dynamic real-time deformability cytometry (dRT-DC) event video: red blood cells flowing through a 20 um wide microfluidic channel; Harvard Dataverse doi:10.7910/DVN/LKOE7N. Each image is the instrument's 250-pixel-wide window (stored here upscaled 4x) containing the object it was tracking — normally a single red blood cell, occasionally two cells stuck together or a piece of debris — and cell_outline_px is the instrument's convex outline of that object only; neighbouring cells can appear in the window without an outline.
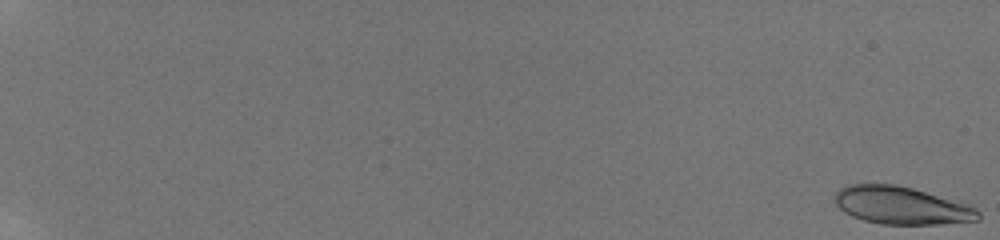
{"species": "human", "species_latin": "Homo sapiens", "temperature_condition": "room temperature", "stored_images_in_passage": 48, "camera_frame_rate_fps": 3000, "um_per_image_px": 0.085, "donor": {"sex": "male"}, "frame": {"image": 1, "passage_image": 1, "time_ms": 0.0, "image_size_px": [1000, 240], "cell_outline_px": [[980, 220], [940, 224], [880, 224], [864, 220], [852, 216], [844, 212], [832, 200], [836, 192], [840, 188], [848, 184], [896, 184], [912, 188], [968, 204], [976, 208], [980, 212]], "centroid_in_image_um": [76.61, 17.46], "position_along_channel_um": 8.4, "area_um2": 31.56}}
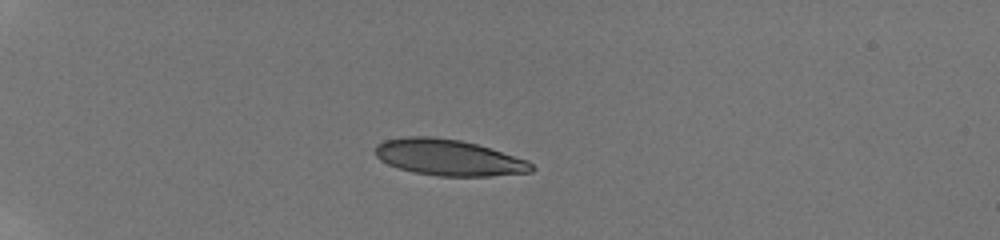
{"frame": {"image": 2, "passage_image": 38, "time_ms": 6.0, "image_size_px": [1000, 240], "cell_outline_px": [[536, 168], [532, 172], [488, 176], [436, 176], [412, 172], [388, 164], [380, 160], [376, 156], [376, 144], [384, 140], [408, 136], [432, 136], [460, 140], [476, 144], [528, 160]], "centroid_in_image_um": [38.13, 13.39], "position_along_channel_um": 46.9, "area_um2": 32.95}}
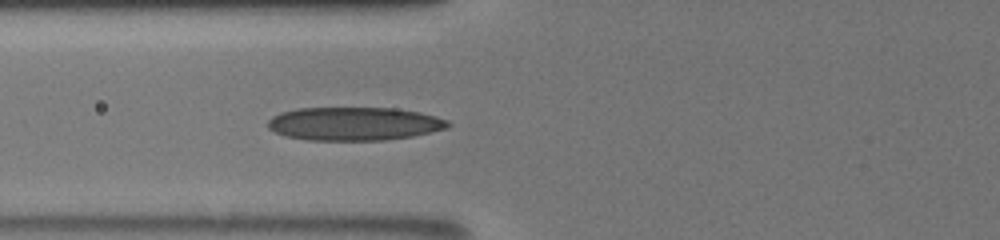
{"frame": {"image": 3, "passage_image": 48, "time_ms": 8.667, "image_size_px": [1000, 240], "cell_outline_px": [[452, 124], [448, 128], [412, 136], [384, 140], [308, 140], [288, 136], [276, 132], [268, 128], [268, 120], [272, 116], [280, 112], [300, 108], [396, 108], [420, 112], [436, 116], [448, 120]], "centroid_in_image_um": [30.13, 10.51], "position_along_channel_um": 95.7, "area_um2": 35.03}}